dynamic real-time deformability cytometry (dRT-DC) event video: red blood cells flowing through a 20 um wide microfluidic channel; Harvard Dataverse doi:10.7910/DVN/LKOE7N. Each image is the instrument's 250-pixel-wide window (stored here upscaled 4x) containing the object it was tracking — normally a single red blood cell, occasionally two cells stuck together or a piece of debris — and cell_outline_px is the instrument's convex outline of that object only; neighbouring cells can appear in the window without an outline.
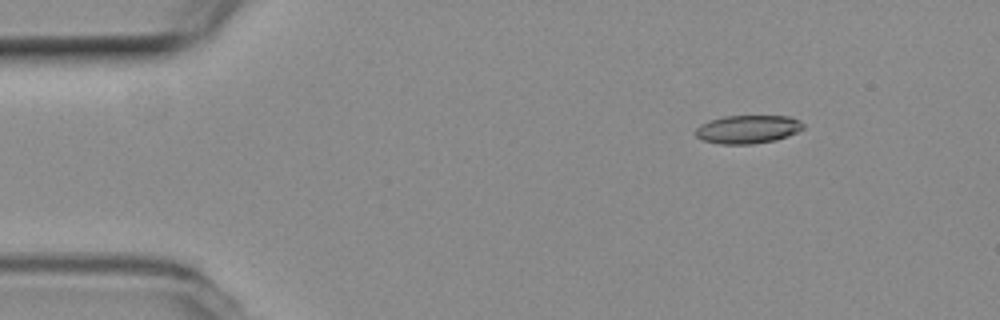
{"species": "common noctule bat (a hibernating species)", "species_latin": "Nyctalus noctula", "temperature_condition": "room temperature", "stored_images_in_passage": 12, "camera_frame_rate_fps": 3000, "um_per_image_px": 0.085, "animal": {"sex": "female", "body_mass_g": 19.3, "forearm_length_mm": 54.1}, "frame": {"image": 1, "passage_image": 3, "time_ms": 0.667, "image_size_px": [1000, 320], "cell_outline_px": [[804, 128], [788, 136], [776, 140], [752, 144], [720, 144], [700, 140], [696, 136], [696, 128], [700, 124], [724, 116], [788, 116], [800, 120], [804, 124]], "centroid_in_image_um": [63.56, 10.99], "position_along_channel_um": 21.4, "area_um2": 17.8}}
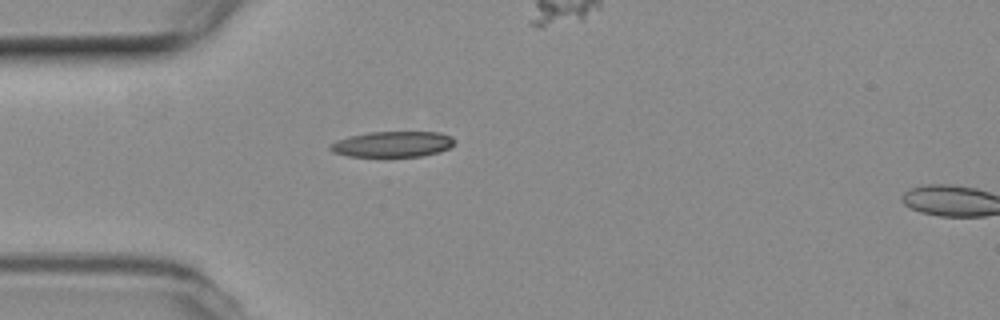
{"frame": {"image": 2, "passage_image": 11, "time_ms": 3.333, "image_size_px": [1000, 320], "cell_outline_px": [[456, 140], [448, 148], [440, 152], [420, 156], [348, 156], [332, 152], [328, 148], [328, 144], [336, 140], [368, 132], [440, 132], [452, 136]], "centroid_in_image_um": [33.35, 12.25], "position_along_channel_um": 51.6, "area_um2": 18.61}}